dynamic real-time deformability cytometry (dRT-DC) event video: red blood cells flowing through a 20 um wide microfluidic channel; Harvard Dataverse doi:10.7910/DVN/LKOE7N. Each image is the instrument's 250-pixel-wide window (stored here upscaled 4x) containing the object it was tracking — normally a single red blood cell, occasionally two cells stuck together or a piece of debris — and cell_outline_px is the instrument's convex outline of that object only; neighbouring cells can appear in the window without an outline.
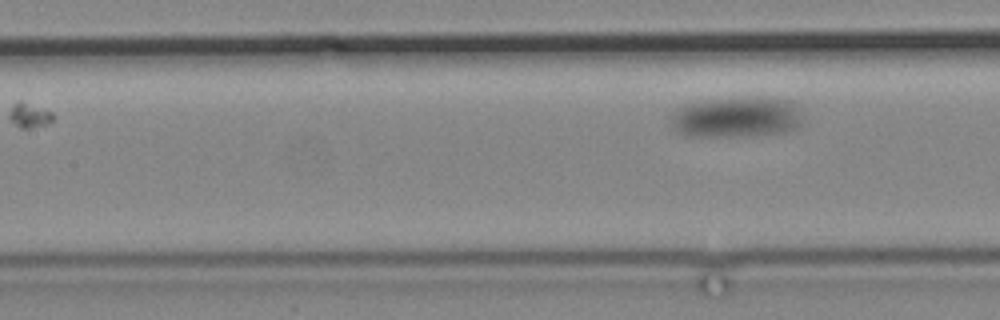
{"species": "common noctule bat (a hibernating species)", "species_latin": "Nyctalus noctula", "temperature_condition": "cold", "stored_images_in_passage": 9, "camera_frame_rate_fps": 3000, "um_per_image_px": 0.085, "animal": {"sex": "male", "body_mass_g": 19.2, "forearm_length_mm": 51.8}, "frame": {"image": 1, "passage_image": 9, "time_ms": 9.667, "image_size_px": [1000, 320], "cell_outline_px": [[804, 124], [788, 132], [756, 136], [684, 136], [676, 132], [672, 128], [668, 116], [676, 108], [688, 104], [704, 100], [756, 96], [788, 100], [792, 104], [800, 116]], "centroid_in_image_um": [62.54, 9.98], "position_along_channel_um": 144.9, "area_um2": 31.85}}